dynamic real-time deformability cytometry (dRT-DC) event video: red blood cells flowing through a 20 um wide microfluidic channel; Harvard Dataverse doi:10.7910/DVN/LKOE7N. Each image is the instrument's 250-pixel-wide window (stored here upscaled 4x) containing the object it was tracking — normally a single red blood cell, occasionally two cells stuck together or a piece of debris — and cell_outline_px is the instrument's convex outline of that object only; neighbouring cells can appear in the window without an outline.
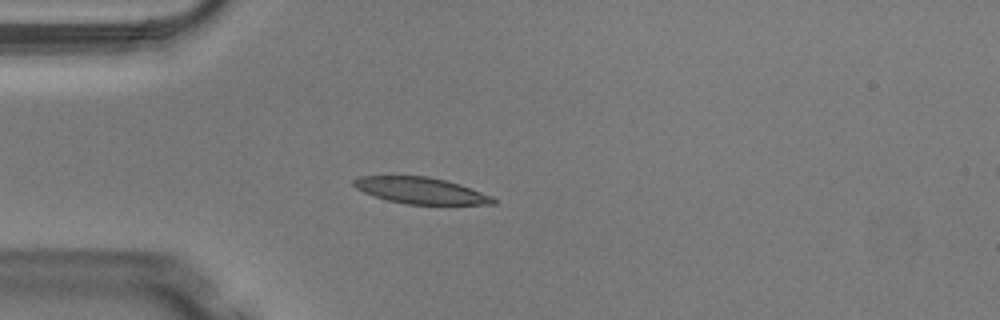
{"species": "Egyptian fruit bat (a non-hibernating species)", "species_latin": "Rousettus aegyptiacus", "temperature_condition": "warm", "stored_images_in_passage": 37, "camera_frame_rate_fps": 3000, "um_per_image_px": 0.085, "animal": {"sex": "male"}, "frame": {"image": 1, "passage_image": 1, "time_ms": 0.0, "image_size_px": [1000, 320], "cell_outline_px": [[496, 204], [404, 204], [388, 200], [364, 192], [356, 188], [352, 184], [352, 180], [360, 176], [428, 176], [460, 184], [492, 196], [496, 200]], "centroid_in_image_um": [35.76, 16.19], "position_along_channel_um": 49.2, "area_um2": 21.27}}
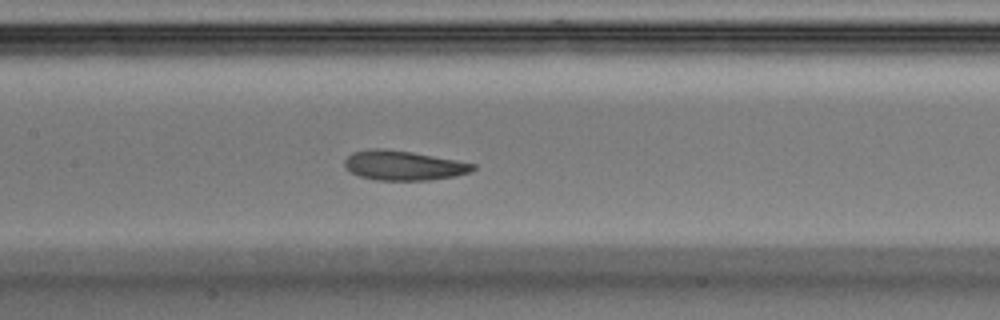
{"frame": {"image": 2, "passage_image": 11, "time_ms": 3.333, "image_size_px": [1000, 320], "cell_outline_px": [[476, 168], [468, 172], [456, 176], [428, 180], [376, 180], [360, 176], [352, 172], [344, 164], [344, 160], [352, 152], [372, 148], [384, 148], [412, 152], [456, 160], [476, 164]], "centroid_in_image_um": [34.3, 14.05], "position_along_channel_um": 173.1, "area_um2": 22.02}}
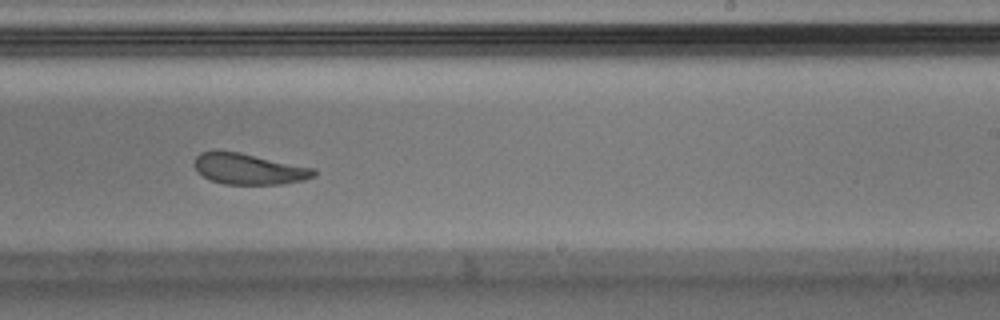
{"frame": {"image": 3, "passage_image": 18, "time_ms": 5.667, "image_size_px": [1000, 320], "cell_outline_px": [[316, 176], [304, 180], [284, 184], [224, 184], [212, 180], [196, 172], [192, 164], [196, 156], [200, 152], [240, 152], [316, 168]], "centroid_in_image_um": [21.18, 14.37], "position_along_channel_um": 267.8, "area_um2": 21.62}, "authors_computed_cell_mechanics": {"area_um2": 22.8888, "velocity_mm_per_s": 4.0774, "shape_relaxation_time_tau1_ms": 2.5627, "shape_relaxation_time_tau2_ms": 2.2255, "deformation_change_tau1": 0.1061, "deformation_change_tau2": 0.0923}}